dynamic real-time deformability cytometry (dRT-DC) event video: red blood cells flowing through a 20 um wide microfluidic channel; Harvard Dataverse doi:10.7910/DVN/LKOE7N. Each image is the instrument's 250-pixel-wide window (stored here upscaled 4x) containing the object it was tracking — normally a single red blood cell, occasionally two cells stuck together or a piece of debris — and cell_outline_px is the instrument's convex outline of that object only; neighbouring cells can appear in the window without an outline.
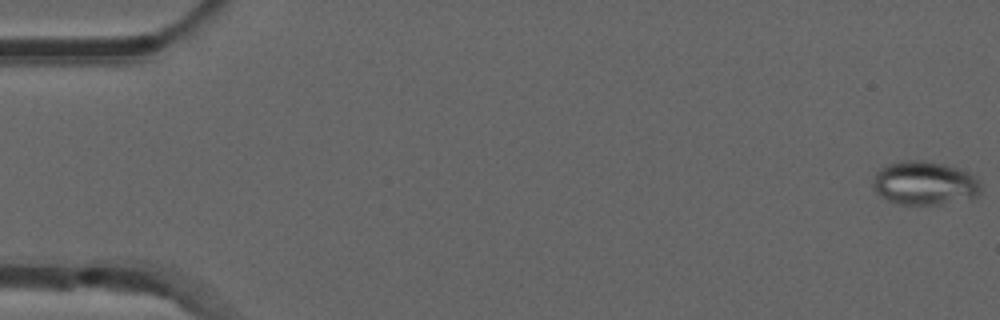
{"species": "common noctule bat (a hibernating species)", "species_latin": "Nyctalus noctula", "temperature_condition": "room temperature", "stored_images_in_passage": 53, "camera_frame_rate_fps": 3000, "um_per_image_px": 0.085, "animal": {"sex": "male", "forearm_length_mm": 52.5}, "frame": {"image": 1, "passage_image": 1, "time_ms": 0.0, "image_size_px": [1000, 320], "cell_outline_px": [[984, 188], [976, 196], [940, 204], [896, 204], [880, 196], [872, 188], [872, 176], [880, 168], [888, 164], [904, 160], [924, 160], [944, 164], [968, 172], [980, 180]], "centroid_in_image_um": [78.56, 15.56], "position_along_channel_um": 6.4, "area_um2": 27.69}}
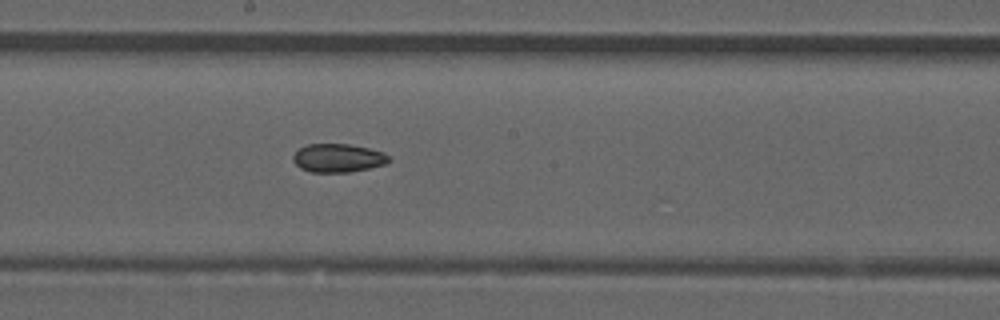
{"frame": {"image": 2, "passage_image": 29, "time_ms": 9.333, "image_size_px": [1000, 320], "cell_outline_px": [[392, 160], [384, 164], [368, 168], [348, 172], [312, 172], [300, 168], [292, 160], [292, 156], [300, 148], [308, 144], [348, 144], [368, 148], [384, 152]], "centroid_in_image_um": [28.72, 13.43], "position_along_channel_um": 219.5, "area_um2": 15.78}}
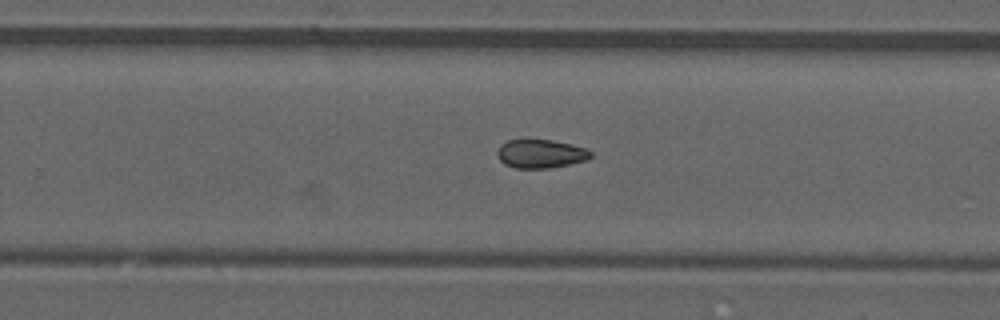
{"frame": {"image": 3, "passage_image": 34, "time_ms": 11.0, "image_size_px": [1000, 320], "cell_outline_px": [[592, 156], [584, 160], [552, 168], [516, 168], [504, 164], [500, 160], [496, 152], [500, 144], [508, 140], [552, 140], [572, 144], [584, 148], [592, 152]], "centroid_in_image_um": [45.92, 13.07], "position_along_channel_um": 283.9, "area_um2": 15.49}, "authors_computed_cell_mechanics": {"area_um2": 16.3574, "velocity_mm_per_s": 3.8888, "shape_relaxation_time_tau1_ms": null, "shape_relaxation_time_tau2_ms": 4.005, "deformation_change_tau1": null, "deformation_change_tau2": 0.0803}}